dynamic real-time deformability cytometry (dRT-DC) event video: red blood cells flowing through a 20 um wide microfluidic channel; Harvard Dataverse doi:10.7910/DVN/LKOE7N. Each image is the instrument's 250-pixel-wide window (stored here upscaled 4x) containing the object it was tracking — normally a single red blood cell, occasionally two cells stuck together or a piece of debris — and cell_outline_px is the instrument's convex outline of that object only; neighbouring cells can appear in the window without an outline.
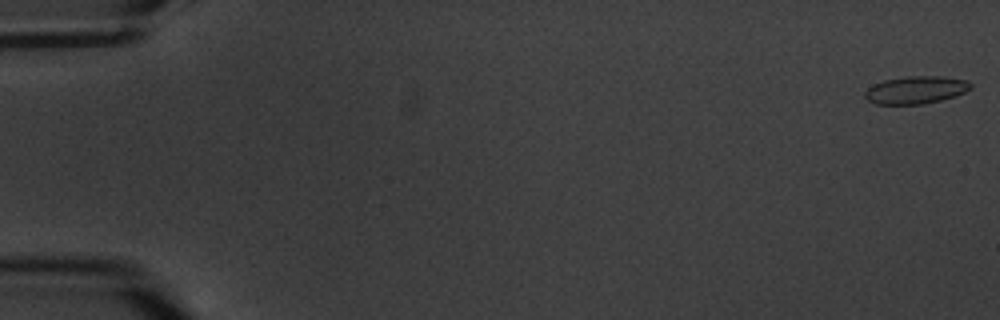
{"species": "common noctule bat (a hibernating species)", "species_latin": "Nyctalus noctula", "temperature_condition": "warm", "stored_images_in_passage": 4, "camera_frame_rate_fps": 3000, "um_per_image_px": 0.085, "animal": {"sex": "male", "body_mass_g": 20.1, "forearm_length_mm": 53.5}, "frame": {"image": 1, "passage_image": 1, "time_ms": 0.0, "image_size_px": [1000, 320], "cell_outline_px": [[972, 88], [956, 96], [924, 104], [876, 104], [868, 100], [864, 96], [864, 92], [872, 84], [884, 80], [908, 76], [940, 76], [968, 80], [972, 84]], "centroid_in_image_um": [77.85, 7.64], "position_along_channel_um": 7.1, "area_um2": 17.11}}